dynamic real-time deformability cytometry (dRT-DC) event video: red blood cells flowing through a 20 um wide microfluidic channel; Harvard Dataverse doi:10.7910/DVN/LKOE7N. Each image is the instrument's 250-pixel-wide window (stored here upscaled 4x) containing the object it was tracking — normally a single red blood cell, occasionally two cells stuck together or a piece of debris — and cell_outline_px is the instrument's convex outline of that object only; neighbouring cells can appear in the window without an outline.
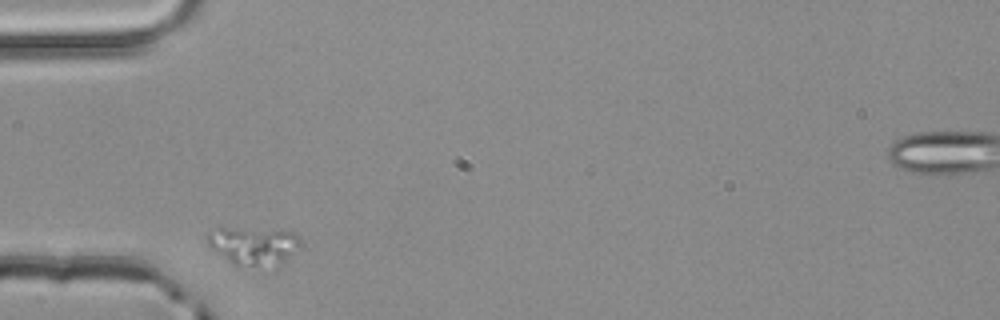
{"species": "common noctule bat (a hibernating species)", "species_latin": "Nyctalus noctula", "temperature_condition": "room temperature", "stored_images_in_passage": 2, "camera_frame_rate_fps": 3000, "um_per_image_px": 0.085, "animal": {"sex": "male", "body_mass_g": 20.4}, "frame": {"image": 1, "passage_image": 1, "time_ms": 0.0, "image_size_px": [1000, 320], "cell_outline_px": [[304, 244], [284, 264], [232, 264], [212, 248], [208, 244], [208, 232], [220, 228], [224, 228], [292, 232], [300, 236]], "centroid_in_image_um": [21.64, 20.88], "position_along_channel_um": 63.4, "area_um2": 20.0}}